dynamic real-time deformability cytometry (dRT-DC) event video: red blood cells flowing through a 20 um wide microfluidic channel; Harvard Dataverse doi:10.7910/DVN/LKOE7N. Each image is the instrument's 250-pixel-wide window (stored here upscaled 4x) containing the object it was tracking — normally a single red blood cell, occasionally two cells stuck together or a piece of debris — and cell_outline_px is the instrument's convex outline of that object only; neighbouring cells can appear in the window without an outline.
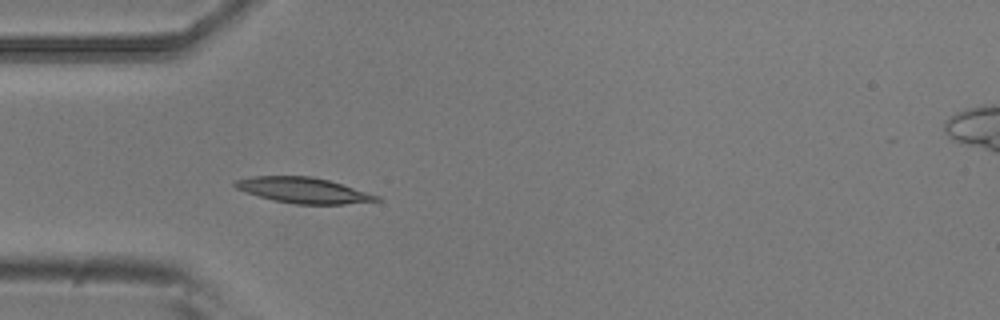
{"species": "common noctule bat (a hibernating species)", "species_latin": "Nyctalus noctula", "temperature_condition": "room temperature", "stored_images_in_passage": 4, "camera_frame_rate_fps": 3000, "um_per_image_px": 0.085, "animal": {"sex": "male", "body_mass_g": 20.5, "forearm_length_mm": 52.5}, "frame": {"image": 1, "passage_image": 4, "time_ms": 1.0, "image_size_px": [1000, 320], "cell_outline_px": [[380, 200], [344, 204], [296, 204], [276, 200], [260, 196], [236, 188], [232, 184], [236, 180], [252, 176], [312, 176], [328, 180], [380, 196]], "centroid_in_image_um": [25.78, 16.16], "position_along_channel_um": 59.2, "area_um2": 20.69}}